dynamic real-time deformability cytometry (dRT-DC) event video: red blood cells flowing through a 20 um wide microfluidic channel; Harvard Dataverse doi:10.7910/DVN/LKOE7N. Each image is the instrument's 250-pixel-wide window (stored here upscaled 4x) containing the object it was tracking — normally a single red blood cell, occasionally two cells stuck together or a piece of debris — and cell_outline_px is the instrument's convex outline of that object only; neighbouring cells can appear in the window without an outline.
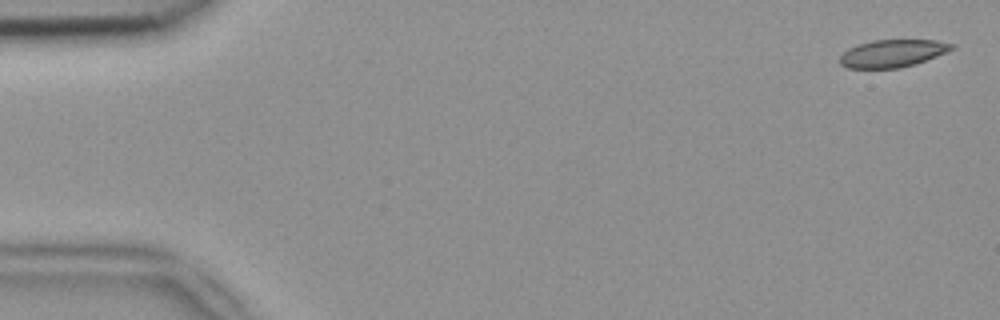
{"species": "common noctule bat (a hibernating species)", "species_latin": "Nyctalus noctula", "temperature_condition": "room temperature", "stored_images_in_passage": 5, "camera_frame_rate_fps": 3000, "um_per_image_px": 0.085, "animal": {"sex": "female", "body_mass_g": 18.4}, "frame": {"image": 1, "passage_image": 1, "time_ms": 0.0, "image_size_px": [1000, 320], "cell_outline_px": [[956, 48], [916, 64], [900, 68], [844, 68], [840, 64], [840, 56], [848, 48], [856, 44], [872, 40], [936, 40], [956, 44]], "centroid_in_image_um": [75.86, 4.53], "position_along_channel_um": 9.1, "area_um2": 18.15}}
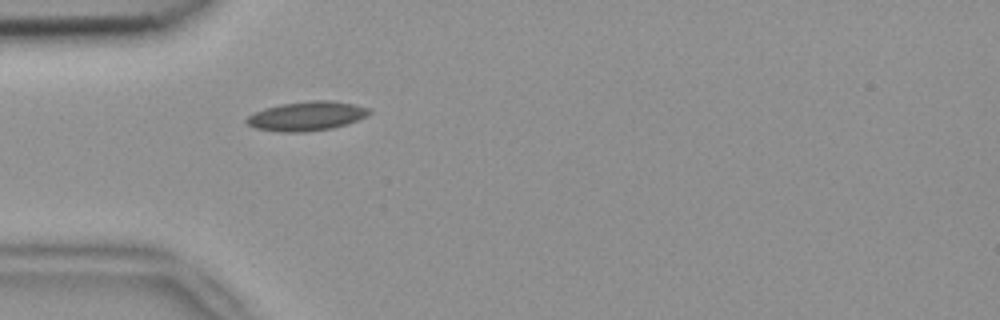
{"frame": {"image": 2, "passage_image": 5, "time_ms": 1.333, "image_size_px": [1000, 320], "cell_outline_px": [[372, 112], [368, 116], [348, 124], [332, 128], [304, 132], [280, 132], [256, 128], [248, 124], [244, 120], [252, 112], [264, 108], [280, 104], [312, 100], [332, 100], [356, 104], [372, 108]], "centroid_in_image_um": [26.11, 9.85], "position_along_channel_um": 58.9, "area_um2": 21.27}}